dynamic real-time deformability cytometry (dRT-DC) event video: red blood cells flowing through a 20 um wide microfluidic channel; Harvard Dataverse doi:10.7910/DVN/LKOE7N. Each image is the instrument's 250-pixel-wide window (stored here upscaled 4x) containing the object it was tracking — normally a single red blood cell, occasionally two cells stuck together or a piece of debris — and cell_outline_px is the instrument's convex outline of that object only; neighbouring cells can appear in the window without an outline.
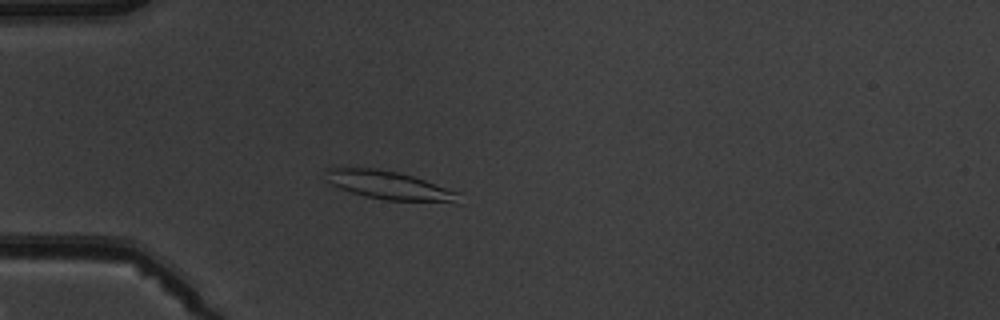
{"species": "common noctule bat (a hibernating species)", "species_latin": "Nyctalus noctula", "temperature_condition": "warm", "stored_images_in_passage": 5, "camera_frame_rate_fps": 3000, "um_per_image_px": 0.085, "animal": {"sex": "male", "body_mass_g": 19.5, "forearm_length_mm": 54.6}, "frame": {"image": 1, "passage_image": 5, "time_ms": 4.667, "image_size_px": [1000, 320], "cell_outline_px": [[460, 204], [456, 204], [384, 200], [364, 196], [340, 188], [332, 184], [328, 180], [328, 168], [376, 168], [396, 172], [412, 176], [460, 192]], "centroid_in_image_um": [33.24, 15.8], "position_along_channel_um": 51.8, "area_um2": 22.14}}